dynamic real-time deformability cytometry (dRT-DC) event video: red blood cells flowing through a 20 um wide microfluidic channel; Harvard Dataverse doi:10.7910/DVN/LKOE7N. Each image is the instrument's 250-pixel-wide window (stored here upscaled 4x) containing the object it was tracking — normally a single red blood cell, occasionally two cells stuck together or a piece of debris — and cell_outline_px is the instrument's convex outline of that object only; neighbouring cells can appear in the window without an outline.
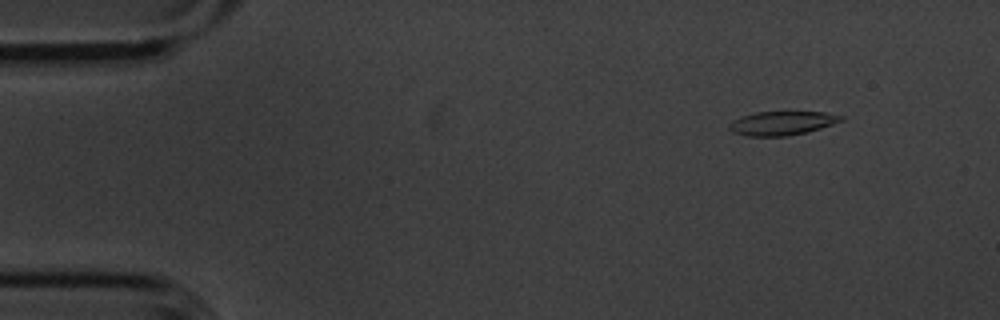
{"species": "common noctule bat (a hibernating species)", "species_latin": "Nyctalus noctula", "temperature_condition": "cold", "stored_images_in_passage": 51, "camera_frame_rate_fps": 3000, "um_per_image_px": 0.085, "animal": {"sex": "male", "body_mass_g": 20.1, "forearm_length_mm": 53.5}, "frame": {"image": 1, "passage_image": 2, "time_ms": 0.333, "image_size_px": [1000, 320], "cell_outline_px": [[844, 120], [808, 132], [788, 136], [748, 136], [732, 132], [728, 128], [728, 124], [732, 120], [756, 112], [824, 112], [844, 116]], "centroid_in_image_um": [66.46, 10.47], "position_along_channel_um": 18.5, "area_um2": 15.55}}
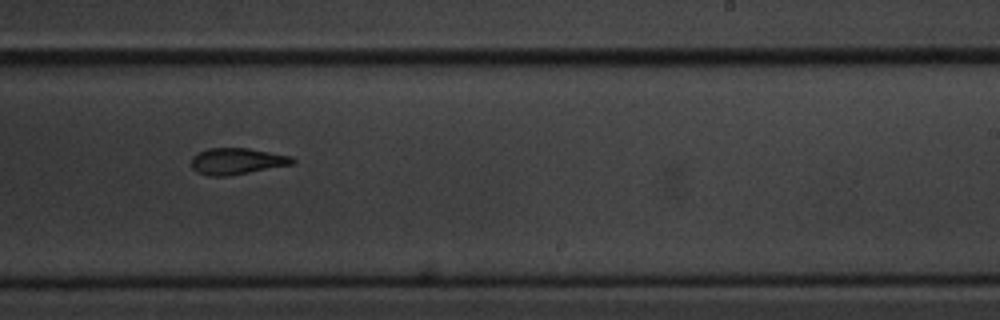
{"frame": {"image": 2, "passage_image": 30, "time_ms": 9.667, "image_size_px": [1000, 320], "cell_outline_px": [[296, 160], [292, 164], [228, 176], [208, 176], [196, 172], [192, 168], [192, 156], [196, 152], [208, 148], [248, 148], [292, 156]], "centroid_in_image_um": [20.09, 13.7], "position_along_channel_um": 268.9, "area_um2": 15.61}}
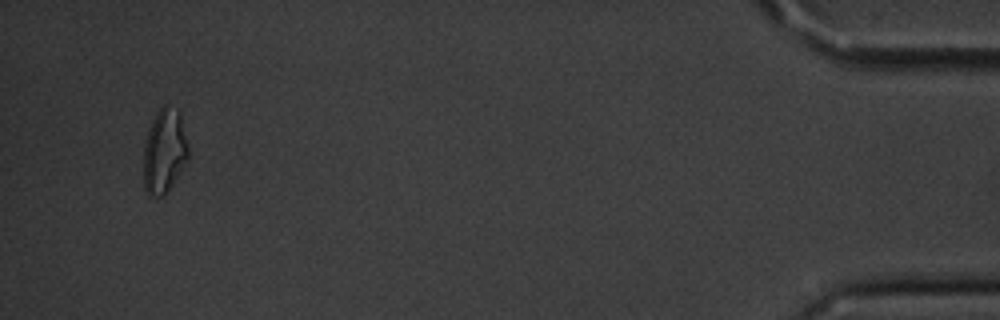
{"frame": {"image": 3, "passage_image": 49, "time_ms": 16.0, "image_size_px": [1000, 320], "cell_outline_px": [[188, 156], [168, 192], [164, 196], [148, 196], [144, 188], [144, 148], [148, 132], [152, 120], [156, 112], [164, 104], [180, 112], [188, 148]], "centroid_in_image_um": [13.95, 12.87], "position_along_channel_um": 421.2, "area_um2": 21.68}, "authors_computed_cell_mechanics": {"area_um2": 15.895, "velocity_mm_per_s": 3.6166, "shape_relaxation_time_tau1_ms": 4.7467, "shape_relaxation_time_tau2_ms": 3.5979, "deformation_change_tau1": 0.1865, "deformation_change_tau2": 0.1235}}